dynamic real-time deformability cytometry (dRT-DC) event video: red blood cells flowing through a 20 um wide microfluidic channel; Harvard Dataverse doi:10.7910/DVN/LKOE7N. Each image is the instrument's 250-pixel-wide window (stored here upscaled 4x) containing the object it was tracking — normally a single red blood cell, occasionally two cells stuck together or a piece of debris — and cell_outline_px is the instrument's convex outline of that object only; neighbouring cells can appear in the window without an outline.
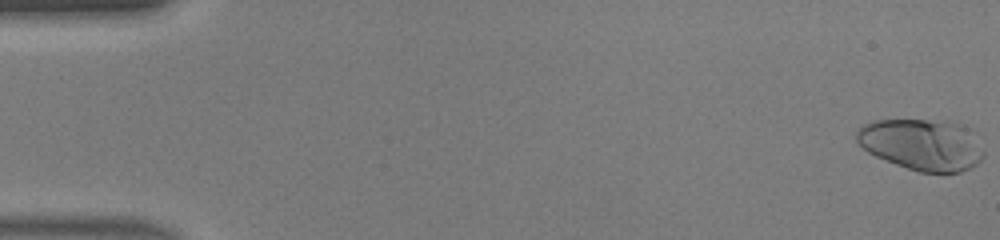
{"species": "human", "species_latin": "Homo sapiens", "temperature_condition": "warm", "stored_images_in_passage": 47, "camera_frame_rate_fps": 3000, "um_per_image_px": 0.085, "donor": {"sex": "male"}, "frame": {"image": 1, "passage_image": 1, "time_ms": 0.0, "image_size_px": [1000, 240], "cell_outline_px": [[984, 156], [976, 164], [960, 172], [920, 172], [896, 164], [876, 156], [868, 152], [856, 140], [856, 132], [864, 124], [876, 120], [948, 120], [972, 128], [984, 152]], "centroid_in_image_um": [78.41, 12.26], "position_along_channel_um": 6.6, "area_um2": 38.15}}
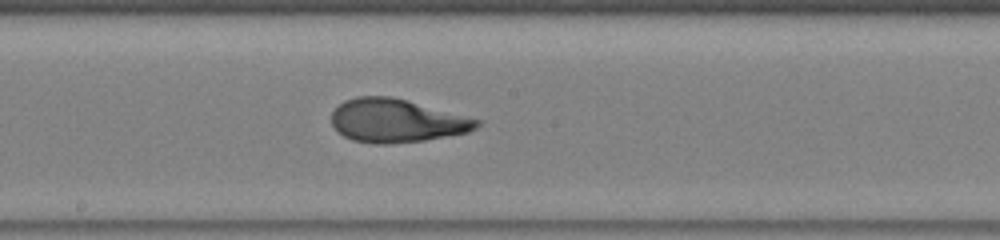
{"frame": {"image": 2, "passage_image": 26, "time_ms": 8.333, "image_size_px": [1000, 240], "cell_outline_px": [[484, 120], [476, 128], [468, 132], [424, 140], [388, 144], [376, 144], [352, 140], [344, 136], [332, 124], [332, 112], [344, 100], [356, 96], [392, 96], [408, 100]], "centroid_in_image_um": [33.74, 10.25], "position_along_channel_um": 214.5, "area_um2": 36.82}}
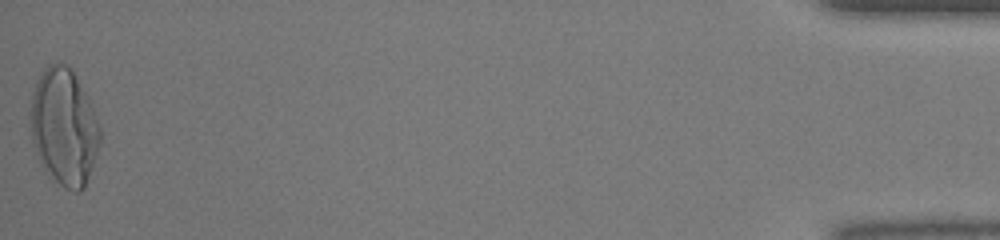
{"frame": {"image": 3, "passage_image": 47, "time_ms": 15.333, "image_size_px": [1000, 240], "cell_outline_px": [[100, 144], [84, 188], [80, 192], [76, 192], [64, 188], [40, 164], [32, 144], [28, 112], [32, 92], [36, 80], [40, 72], [48, 64], [68, 64], [84, 92], [92, 108], [100, 128]], "centroid_in_image_um": [5.39, 10.79], "position_along_channel_um": 429.8, "area_um2": 47.4}}